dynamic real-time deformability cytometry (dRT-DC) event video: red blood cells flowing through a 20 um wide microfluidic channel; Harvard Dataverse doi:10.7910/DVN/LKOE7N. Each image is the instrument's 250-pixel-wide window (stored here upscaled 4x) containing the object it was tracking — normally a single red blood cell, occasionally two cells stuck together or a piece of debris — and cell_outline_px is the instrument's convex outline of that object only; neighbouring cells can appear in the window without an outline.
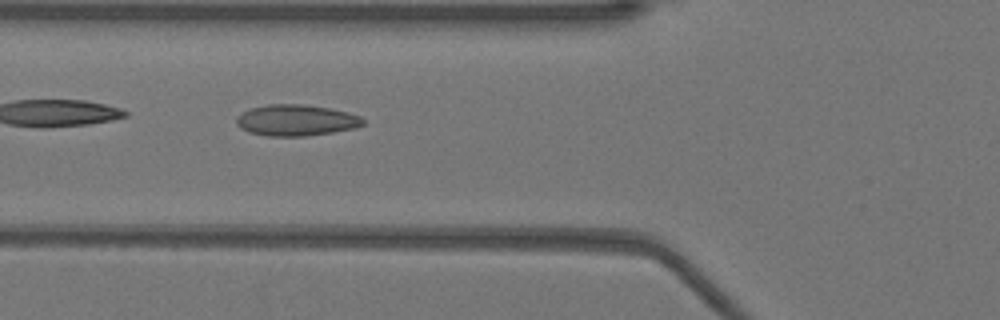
{"species": "Egyptian fruit bat (a non-hibernating species)", "species_latin": "Rousettus aegyptiacus", "temperature_condition": "warm", "stored_images_in_passage": 52, "camera_frame_rate_fps": 3000, "um_per_image_px": 0.085, "animal": {"sex": "female"}, "frame": {"image": 1, "passage_image": 19, "time_ms": 6.0, "image_size_px": [1000, 320], "cell_outline_px": [[364, 124], [352, 128], [332, 132], [304, 136], [268, 136], [248, 132], [240, 128], [236, 124], [236, 116], [240, 112], [252, 108], [268, 104], [304, 104], [328, 108], [348, 112], [360, 116], [364, 120]], "centroid_in_image_um": [25.12, 10.22], "position_along_channel_um": 100.7, "area_um2": 23.0}}
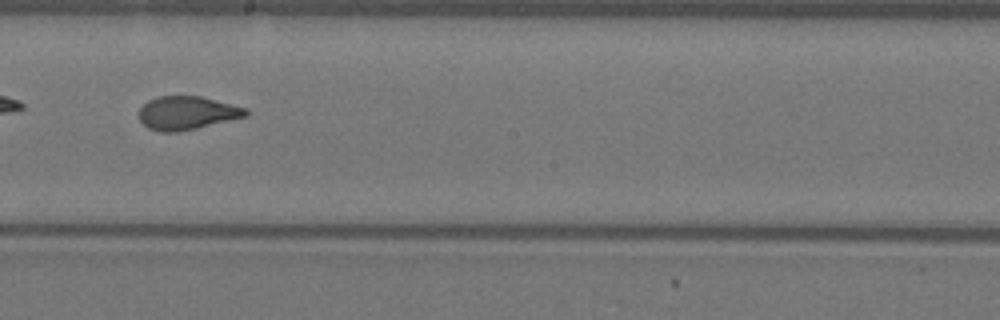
{"frame": {"image": 2, "passage_image": 29, "time_ms": 9.333, "image_size_px": [1000, 320], "cell_outline_px": [[248, 116], [196, 128], [176, 132], [160, 132], [148, 128], [140, 120], [140, 108], [148, 100], [156, 96], [200, 96], [248, 108]], "centroid_in_image_um": [15.9, 9.59], "position_along_channel_um": 232.3, "area_um2": 20.75}}
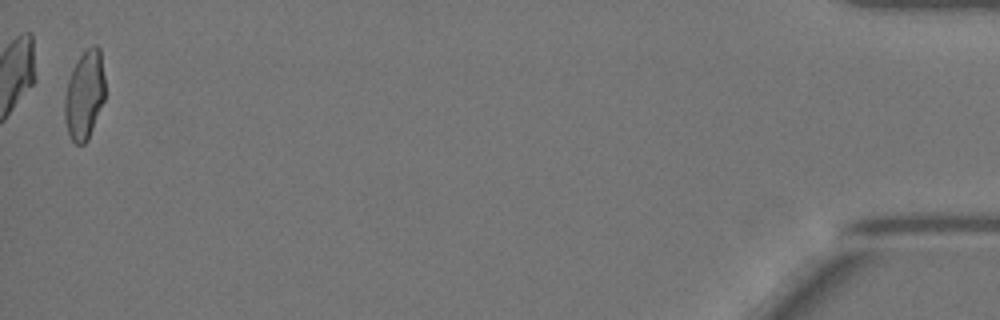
{"frame": {"image": 3, "passage_image": 51, "time_ms": 16.667, "image_size_px": [1000, 320], "cell_outline_px": [[104, 100], [88, 140], [84, 144], [76, 144], [72, 140], [68, 132], [64, 116], [64, 96], [68, 80], [72, 68], [80, 56], [92, 44], [96, 44], [100, 48], [104, 76]], "centroid_in_image_um": [7.17, 8.06], "position_along_channel_um": 428.0, "area_um2": 20.92}, "authors_computed_cell_mechanics": {"area_um2": 21.4438, "velocity_mm_per_s": 3.9366, "shape_relaxation_time_tau1_ms": null, "shape_relaxation_time_tau2_ms": 0.8755, "deformation_change_tau1": null, "deformation_change_tau2": 0.0754}}